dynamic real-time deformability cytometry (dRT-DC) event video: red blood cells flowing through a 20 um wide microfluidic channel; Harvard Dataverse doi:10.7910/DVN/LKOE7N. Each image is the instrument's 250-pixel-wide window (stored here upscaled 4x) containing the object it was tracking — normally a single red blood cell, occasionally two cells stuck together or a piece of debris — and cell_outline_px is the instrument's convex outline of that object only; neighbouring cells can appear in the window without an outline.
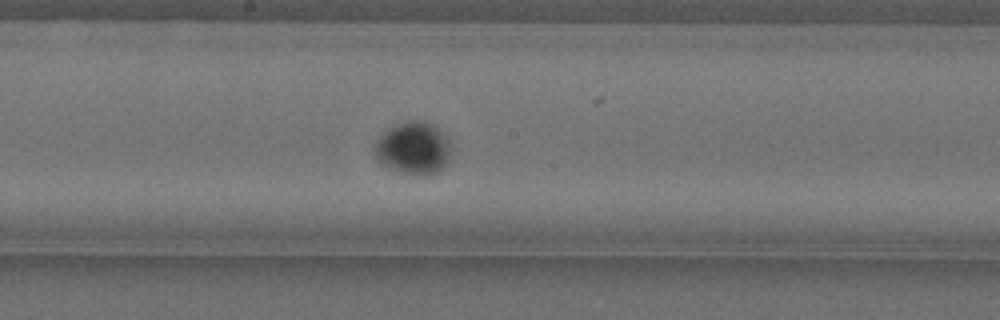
{"species": "Egyptian fruit bat (a non-hibernating species)", "species_latin": "Rousettus aegyptiacus", "temperature_condition": "cold", "stored_images_in_passage": 50, "camera_frame_rate_fps": 3000, "um_per_image_px": 0.085, "animal": {"sex": "female"}, "frame": {"image": 1, "passage_image": 25, "time_ms": 8.0, "image_size_px": [1000, 320], "cell_outline_px": [[452, 160], [440, 172], [428, 176], [404, 172], [388, 168], [380, 164], [376, 160], [376, 140], [388, 128], [396, 124], [408, 120], [424, 120], [436, 124], [444, 132], [452, 144]], "centroid_in_image_um": [35.23, 12.58], "position_along_channel_um": 213.0, "area_um2": 24.28}}
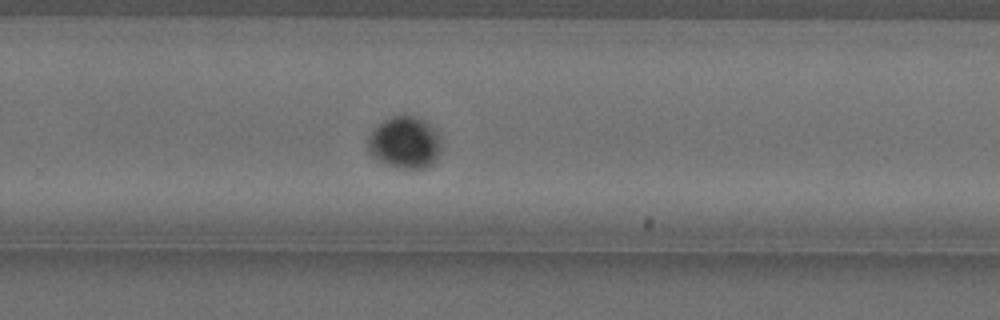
{"frame": {"image": 2, "passage_image": 32, "time_ms": 10.333, "image_size_px": [1000, 320], "cell_outline_px": [[440, 148], [436, 160], [432, 164], [424, 168], [396, 168], [372, 156], [368, 152], [368, 136], [372, 128], [384, 120], [392, 116], [416, 116], [424, 120], [440, 136]], "centroid_in_image_um": [34.38, 12.11], "position_along_channel_um": 295.4, "area_um2": 22.14}}
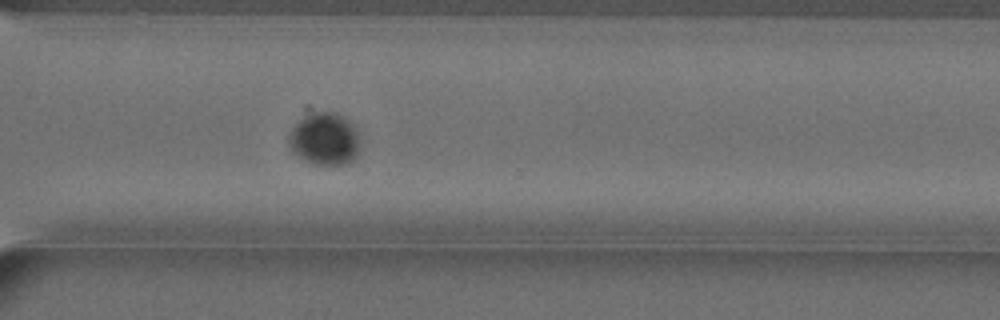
{"frame": {"image": 3, "passage_image": 36, "time_ms": 11.667, "image_size_px": [1000, 320], "cell_outline_px": [[360, 148], [356, 156], [348, 164], [312, 164], [292, 152], [288, 148], [288, 136], [292, 128], [304, 116], [312, 112], [336, 112], [344, 116], [356, 128], [360, 136]], "centroid_in_image_um": [27.61, 11.81], "position_along_channel_um": 343.0, "area_um2": 22.08}, "authors_computed_cell_mechanics": {"area_um2": 21.0392, "velocity_mm_per_s": 3.5582, "shape_relaxation_time_tau1_ms": 3.2222, "shape_relaxation_time_tau2_ms": null, "deformation_change_tau1": 0.0186, "deformation_change_tau2": null}}